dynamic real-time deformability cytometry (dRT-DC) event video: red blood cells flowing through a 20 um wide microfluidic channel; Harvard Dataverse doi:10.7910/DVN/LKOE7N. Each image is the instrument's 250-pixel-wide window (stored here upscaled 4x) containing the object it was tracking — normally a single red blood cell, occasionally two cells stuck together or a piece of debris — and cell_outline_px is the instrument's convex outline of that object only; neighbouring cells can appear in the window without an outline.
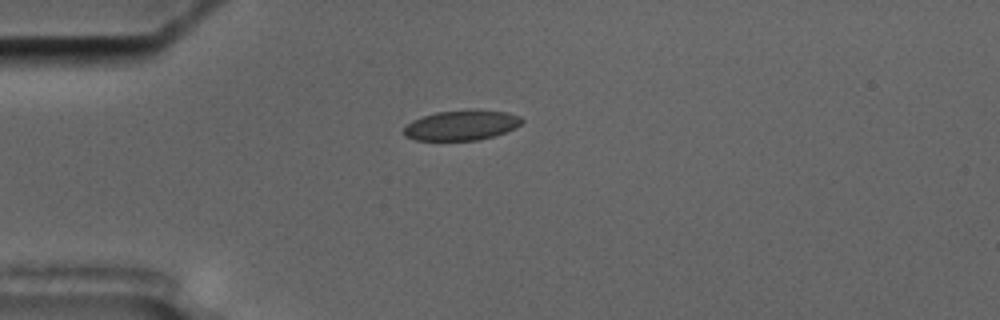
{"species": "common noctule bat (a hibernating species)", "species_latin": "Nyctalus noctula", "temperature_condition": "cold", "stored_images_in_passage": 7, "camera_frame_rate_fps": 3000, "um_per_image_px": 0.085, "animal": {"sex": "male", "body_mass_g": 17.5, "forearm_length_mm": 52.3}, "frame": {"image": 1, "passage_image": 1, "time_ms": 0.0, "image_size_px": [1000, 320], "cell_outline_px": [[524, 120], [516, 128], [492, 136], [476, 140], [416, 140], [404, 136], [404, 128], [412, 120], [436, 112], [468, 108], [476, 108], [508, 112], [520, 116]], "centroid_in_image_um": [39.25, 10.61], "position_along_channel_um": 45.7, "area_um2": 20.98}}
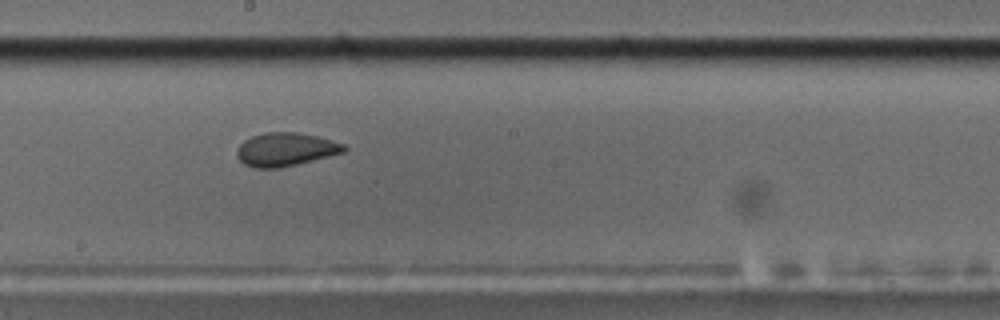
{"frame": {"image": 2, "passage_image": 6, "time_ms": 5.667, "image_size_px": [1000, 320], "cell_outline_px": [[348, 148], [344, 152], [280, 168], [256, 168], [244, 164], [236, 156], [236, 148], [244, 140], [252, 136], [264, 132], [296, 132], [316, 136], [344, 144]], "centroid_in_image_um": [24.23, 12.7], "position_along_channel_um": 224.0, "area_um2": 20.75}}
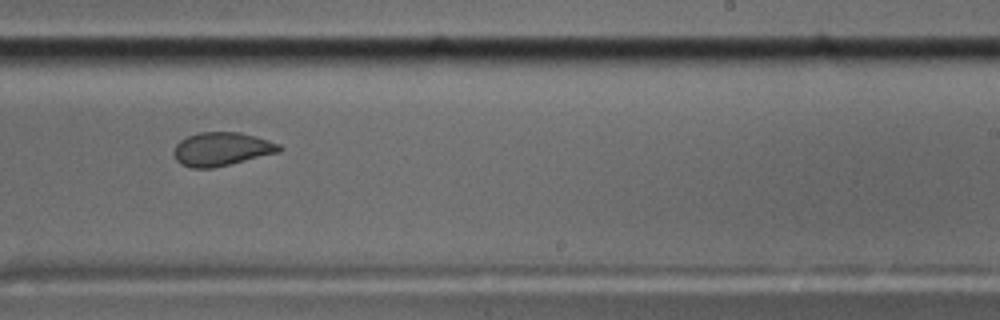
{"frame": {"image": 3, "passage_image": 7, "time_ms": 7.0, "image_size_px": [1000, 320], "cell_outline_px": [[284, 148], [280, 152], [212, 168], [192, 168], [180, 164], [176, 160], [172, 152], [176, 144], [180, 140], [188, 136], [200, 132], [240, 132], [268, 140], [280, 144]], "centroid_in_image_um": [18.83, 12.67], "position_along_channel_um": 270.2, "area_um2": 20.63}}